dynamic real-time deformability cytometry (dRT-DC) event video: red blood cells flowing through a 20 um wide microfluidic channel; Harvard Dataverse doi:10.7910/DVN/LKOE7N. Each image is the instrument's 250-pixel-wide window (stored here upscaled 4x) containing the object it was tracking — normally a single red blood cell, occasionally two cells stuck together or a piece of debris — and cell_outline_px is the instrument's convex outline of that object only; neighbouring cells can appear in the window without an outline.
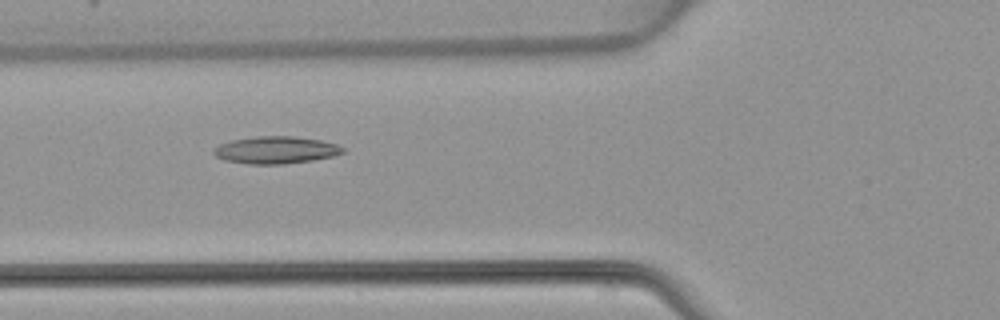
{"species": "common noctule bat (a hibernating species)", "species_latin": "Nyctalus noctula", "temperature_condition": "warm", "stored_images_in_passage": 7, "camera_frame_rate_fps": 3000, "um_per_image_px": 0.085, "animal": {"sex": "female", "body_mass_g": 22.7, "forearm_length_mm": 54.2}, "frame": {"image": 1, "passage_image": 6, "time_ms": 6.0, "image_size_px": [1000, 320], "cell_outline_px": [[344, 152], [332, 156], [312, 160], [284, 164], [248, 164], [224, 160], [216, 156], [212, 152], [212, 148], [220, 144], [232, 140], [256, 136], [296, 136], [320, 140], [336, 144], [344, 148]], "centroid_in_image_um": [23.41, 12.75], "position_along_channel_um": 102.4, "area_um2": 20.52}}
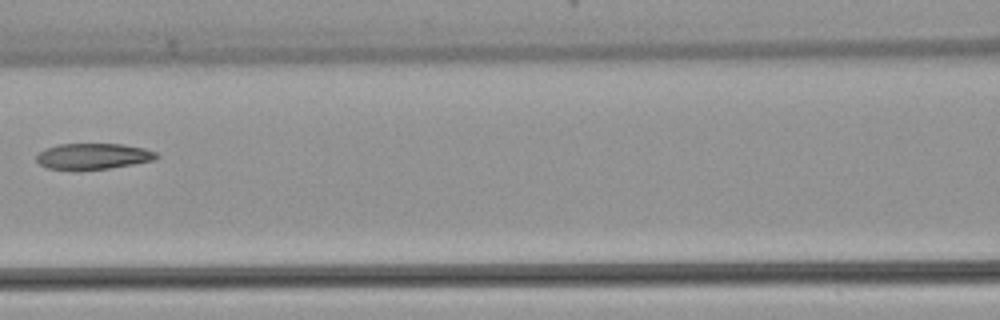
{"frame": {"image": 2, "passage_image": 7, "time_ms": 7.333, "image_size_px": [1000, 320], "cell_outline_px": [[160, 156], [152, 160], [132, 164], [108, 168], [76, 172], [72, 172], [48, 168], [40, 164], [36, 160], [36, 156], [44, 148], [56, 144], [120, 144], [144, 148], [156, 152]], "centroid_in_image_um": [7.84, 13.31], "position_along_channel_um": 158.8, "area_um2": 18.55}}